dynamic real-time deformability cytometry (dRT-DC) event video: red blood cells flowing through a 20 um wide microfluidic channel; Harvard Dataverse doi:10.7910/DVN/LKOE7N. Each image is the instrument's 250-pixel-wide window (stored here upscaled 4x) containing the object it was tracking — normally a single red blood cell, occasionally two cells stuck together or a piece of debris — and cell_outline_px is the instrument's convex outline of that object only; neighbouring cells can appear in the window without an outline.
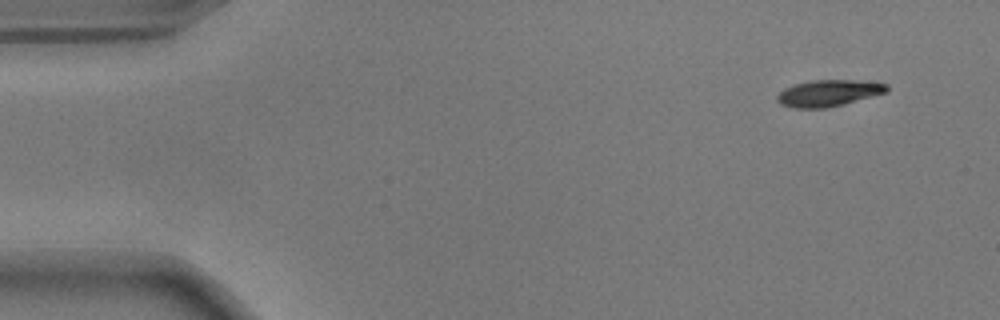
{"species": "common noctule bat (a hibernating species)", "species_latin": "Nyctalus noctula", "temperature_condition": "warm", "stored_images_in_passage": 51, "camera_frame_rate_fps": 3000, "um_per_image_px": 0.085, "animal": {"sex": "male", "body_mass_g": 17.9}, "frame": {"image": 1, "passage_image": 1, "time_ms": 0.0, "image_size_px": [1000, 320], "cell_outline_px": [[888, 92], [844, 104], [824, 108], [792, 108], [780, 104], [776, 100], [776, 96], [784, 88], [796, 84], [812, 80], [856, 80], [888, 84]], "centroid_in_image_um": [70.41, 7.92], "position_along_channel_um": 14.6, "area_um2": 16.94}}
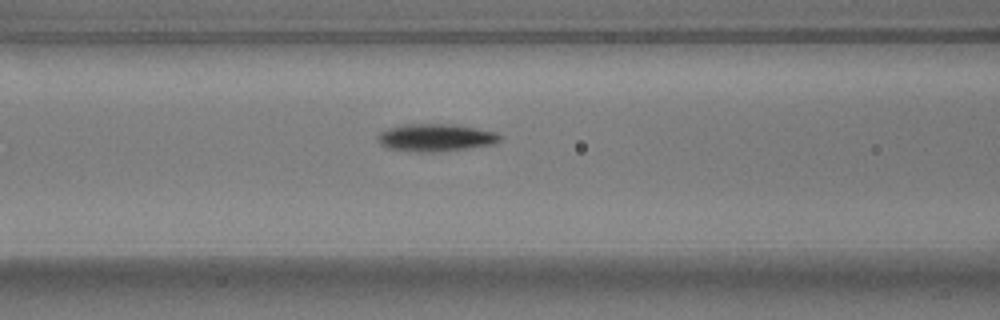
{"frame": {"image": 2, "passage_image": 19, "time_ms": 6.0, "image_size_px": [1000, 320], "cell_outline_px": [[504, 136], [500, 140], [492, 144], [464, 148], [388, 148], [380, 144], [376, 140], [376, 136], [380, 132], [388, 128], [400, 124], [460, 124], [496, 132]], "centroid_in_image_um": [37.07, 11.6], "position_along_channel_um": 129.5, "area_um2": 18.44}}
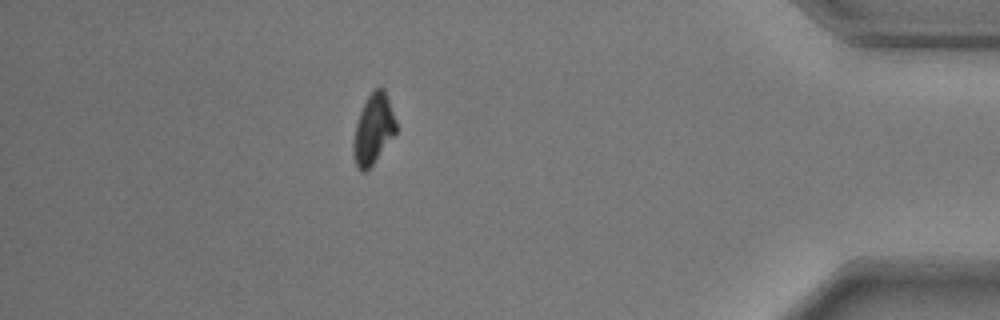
{"frame": {"image": 3, "passage_image": 45, "time_ms": 14.667, "image_size_px": [1000, 320], "cell_outline_px": [[396, 132], [372, 164], [364, 172], [360, 172], [356, 164], [352, 152], [352, 144], [356, 124], [360, 112], [368, 96], [376, 88], [384, 88], [396, 120]], "centroid_in_image_um": [31.71, 10.98], "position_along_channel_um": 403.5, "area_um2": 17.05}, "authors_computed_cell_mechanics": {"area_um2": 18.3804, "velocity_mm_per_s": 3.6858, "shape_relaxation_time_tau1_ms": 2.8097, "shape_relaxation_time_tau2_ms": null, "deformation_change_tau1": 0.1342, "deformation_change_tau2": null}}